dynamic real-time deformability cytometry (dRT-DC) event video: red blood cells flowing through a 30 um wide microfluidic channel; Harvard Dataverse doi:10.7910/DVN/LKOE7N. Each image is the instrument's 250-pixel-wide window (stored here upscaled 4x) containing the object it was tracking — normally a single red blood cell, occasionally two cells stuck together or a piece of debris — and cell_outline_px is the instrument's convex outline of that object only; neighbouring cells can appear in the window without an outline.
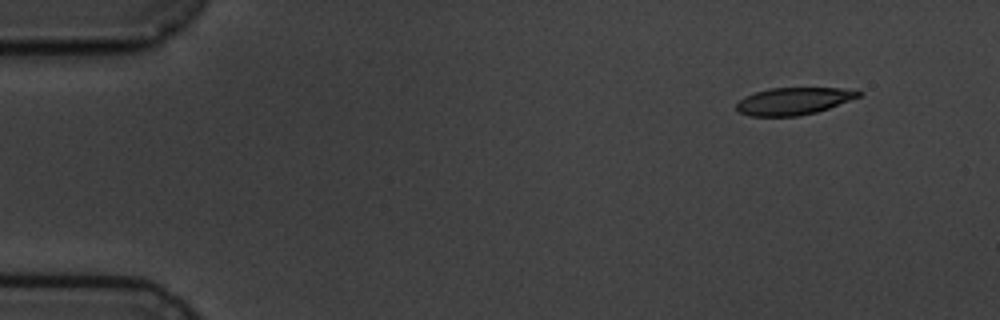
{"species": "common noctule bat (a hibernating species)", "species_latin": "Nyctalus noctula", "temperature_condition": "cold", "stored_images_in_passage": 5, "segment_of_instrument_passage": [1, 2], "camera_frame_rate_fps": 3000, "um_per_image_px": 0.085, "animal": {"sex": "male", "body_mass_g": 19.5, "forearm_length_mm": 54.6}, "frame": {"image": 1, "passage_image": 1, "time_ms": 0.0, "image_size_px": [1000, 320], "cell_outline_px": [[864, 92], [860, 96], [828, 108], [816, 112], [800, 116], [748, 116], [736, 112], [736, 104], [744, 96], [756, 92], [772, 88], [856, 88]], "centroid_in_image_um": [67.46, 8.59], "position_along_channel_um": 17.5, "area_um2": 19.54}}
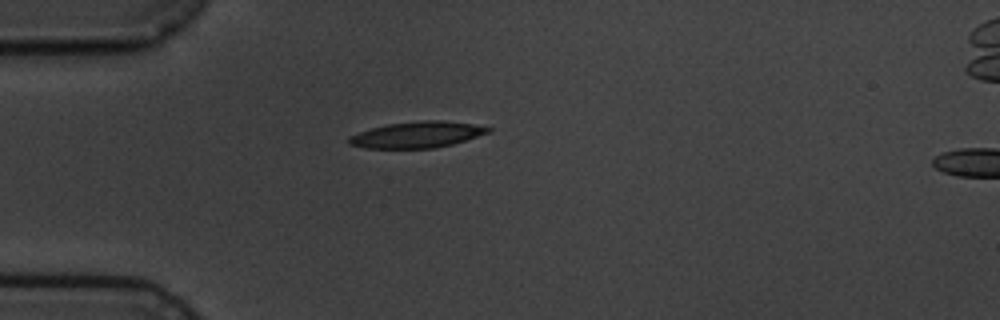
{"frame": {"image": 2, "passage_image": 4, "time_ms": 3.333, "image_size_px": [1000, 320], "cell_outline_px": [[492, 132], [452, 144], [436, 148], [364, 148], [348, 144], [348, 136], [372, 128], [388, 124], [424, 120], [440, 120], [472, 124], [492, 128]], "centroid_in_image_um": [35.46, 11.45], "position_along_channel_um": 49.5, "area_um2": 21.15}}